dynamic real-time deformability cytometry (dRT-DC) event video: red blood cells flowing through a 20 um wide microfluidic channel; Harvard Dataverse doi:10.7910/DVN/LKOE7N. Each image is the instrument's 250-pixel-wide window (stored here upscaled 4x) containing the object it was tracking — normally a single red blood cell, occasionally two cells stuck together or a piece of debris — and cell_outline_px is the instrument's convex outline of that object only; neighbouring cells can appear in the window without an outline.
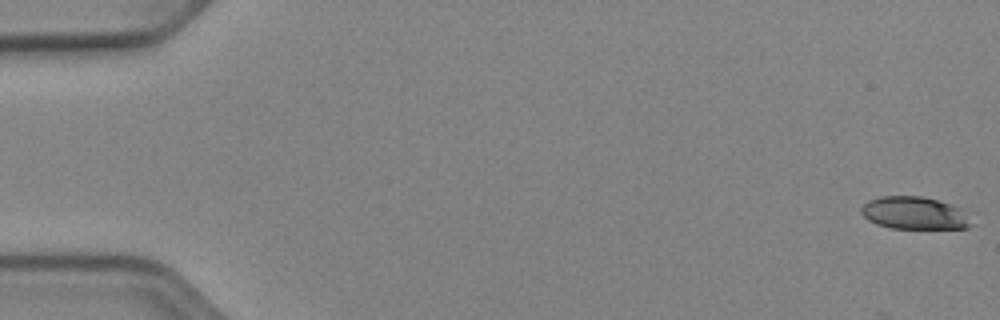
{"species": "Egyptian fruit bat (a non-hibernating species)", "species_latin": "Rousettus aegyptiacus", "temperature_condition": "cold", "stored_images_in_passage": 6, "camera_frame_rate_fps": 3000, "um_per_image_px": 0.085, "animal": {"sex": "female"}, "frame": {"image": 1, "passage_image": 1, "time_ms": 0.0, "image_size_px": [1000, 320], "cell_outline_px": [[972, 224], [968, 228], [892, 228], [876, 224], [868, 220], [860, 212], [860, 208], [868, 200], [880, 196], [920, 196], [936, 200], [948, 204], [956, 208]], "centroid_in_image_um": [77.6, 18.11], "position_along_channel_um": 7.4, "area_um2": 20.29}}